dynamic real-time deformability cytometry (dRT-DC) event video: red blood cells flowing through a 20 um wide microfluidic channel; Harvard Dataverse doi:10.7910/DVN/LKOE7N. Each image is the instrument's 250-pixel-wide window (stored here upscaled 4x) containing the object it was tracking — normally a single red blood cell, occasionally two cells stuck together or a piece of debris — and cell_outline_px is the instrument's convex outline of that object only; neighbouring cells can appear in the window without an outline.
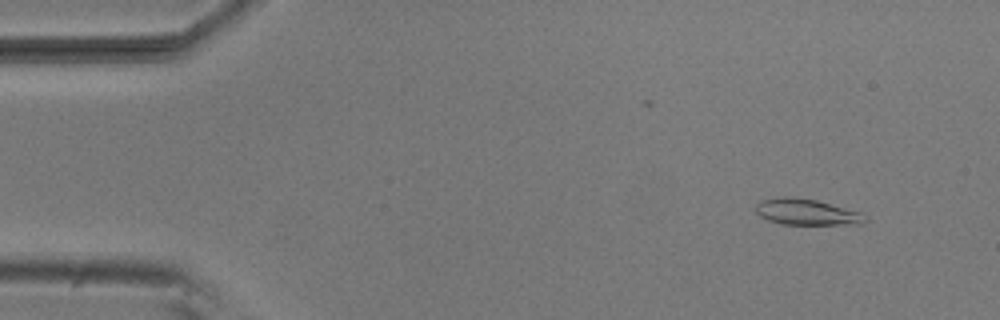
{"species": "common noctule bat (a hibernating species)", "species_latin": "Nyctalus noctula", "temperature_condition": "room temperature", "stored_images_in_passage": 51, "camera_frame_rate_fps": 3000, "um_per_image_px": 0.085, "animal": {"sex": "male", "body_mass_g": 20.5, "forearm_length_mm": 52.5}, "frame": {"image": 1, "passage_image": 3, "time_ms": 0.667, "image_size_px": [1000, 320], "cell_outline_px": [[868, 220], [860, 224], [784, 224], [768, 220], [760, 216], [756, 212], [756, 204], [760, 200], [776, 196], [792, 196], [816, 200], [860, 212], [868, 216]], "centroid_in_image_um": [68.54, 18.0], "position_along_channel_um": 16.5, "area_um2": 16.7}}
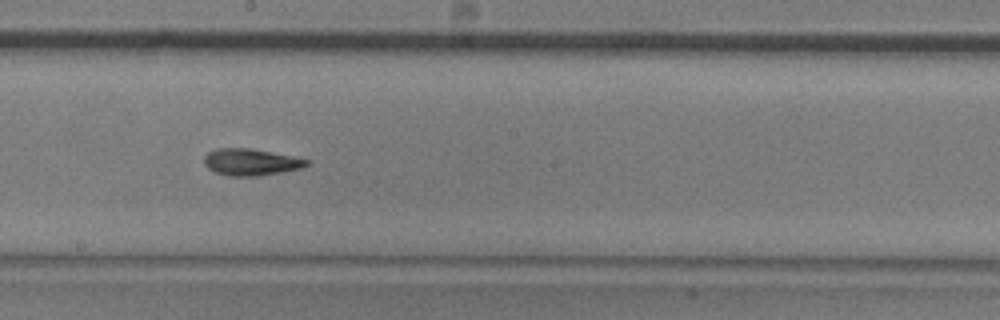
{"frame": {"image": 2, "passage_image": 27, "time_ms": 8.667, "image_size_px": [1000, 320], "cell_outline_px": [[308, 164], [300, 168], [260, 176], [228, 176], [216, 172], [208, 168], [204, 164], [204, 156], [208, 152], [216, 148], [252, 148], [308, 160]], "centroid_in_image_um": [21.25, 13.77], "position_along_channel_um": 226.9, "area_um2": 15.78}}
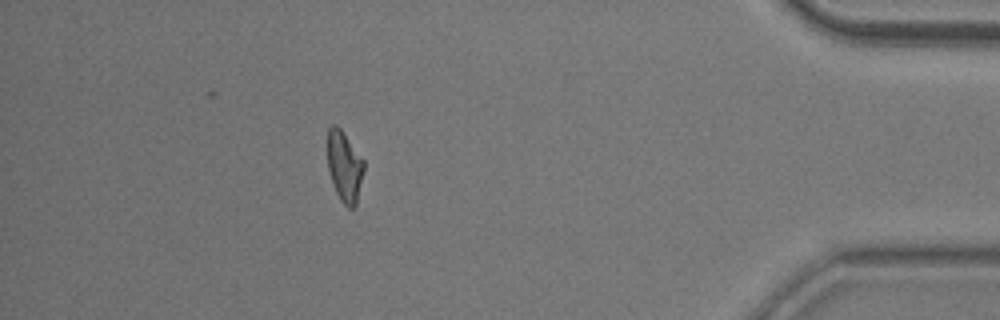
{"frame": {"image": 3, "passage_image": 45, "time_ms": 14.667, "image_size_px": [1000, 320], "cell_outline_px": [[364, 168], [356, 204], [352, 208], [348, 208], [340, 200], [332, 184], [328, 168], [328, 128], [332, 124], [336, 124], [340, 128], [364, 160]], "centroid_in_image_um": [29.27, 14.14], "position_along_channel_um": 405.9, "area_um2": 14.85}, "authors_computed_cell_mechanics": {"area_um2": 15.7794, "velocity_mm_per_s": 3.8204, "shape_relaxation_time_tau1_ms": 4.7124, "shape_relaxation_time_tau2_ms": 4.0621, "deformation_change_tau1": 0.1842, "deformation_change_tau2": 0.1221}}